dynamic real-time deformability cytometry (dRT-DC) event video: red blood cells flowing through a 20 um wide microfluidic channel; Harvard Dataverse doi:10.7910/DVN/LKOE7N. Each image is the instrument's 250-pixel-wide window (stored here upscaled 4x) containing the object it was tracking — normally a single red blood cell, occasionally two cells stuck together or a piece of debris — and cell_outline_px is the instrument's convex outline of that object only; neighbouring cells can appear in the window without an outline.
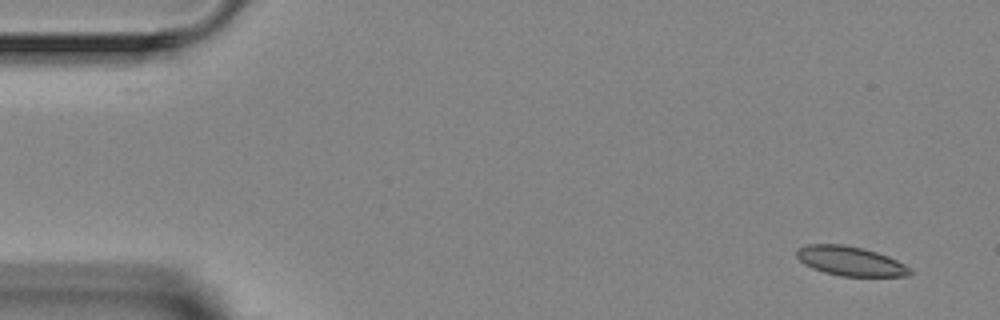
{"species": "Egyptian fruit bat (a non-hibernating species)", "species_latin": "Rousettus aegyptiacus", "temperature_condition": "room temperature", "stored_images_in_passage": 2, "camera_frame_rate_fps": 3000, "um_per_image_px": 0.085, "animal": {"sex": "female"}, "frame": {"image": 1, "passage_image": 2, "time_ms": 1.0, "image_size_px": [1000, 320], "cell_outline_px": [[912, 272], [908, 276], [840, 276], [824, 272], [812, 268], [804, 264], [796, 256], [796, 248], [808, 244], [844, 244], [876, 252], [888, 256], [904, 264]], "centroid_in_image_um": [72.23, 22.19], "position_along_channel_um": 12.8, "area_um2": 19.31}}